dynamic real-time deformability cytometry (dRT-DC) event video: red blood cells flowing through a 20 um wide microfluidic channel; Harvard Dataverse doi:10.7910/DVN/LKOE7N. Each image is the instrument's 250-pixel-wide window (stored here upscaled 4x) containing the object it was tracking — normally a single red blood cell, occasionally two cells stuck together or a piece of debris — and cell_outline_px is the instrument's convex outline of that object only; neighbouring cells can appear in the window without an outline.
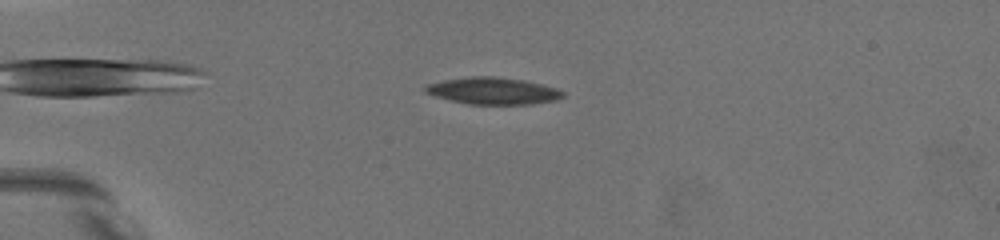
{"species": "common noctule bat (a hibernating species)", "species_latin": "Nyctalus noctula", "temperature_condition": "warm", "stored_images_in_passage": 5, "camera_frame_rate_fps": 3000, "um_per_image_px": 0.085, "animal": {"sex": "female", "body_mass_g": 19.5, "forearm_length_mm": 54.1}, "frame": {"image": 1, "passage_image": 2, "time_ms": 1.0, "image_size_px": [1000, 240], "cell_outline_px": [[564, 96], [556, 100], [528, 104], [472, 104], [452, 100], [436, 96], [424, 92], [424, 88], [428, 84], [444, 80], [472, 76], [492, 76], [524, 80], [556, 88], [564, 92]], "centroid_in_image_um": [41.92, 7.72], "position_along_channel_um": 43.1, "area_um2": 21.21}}
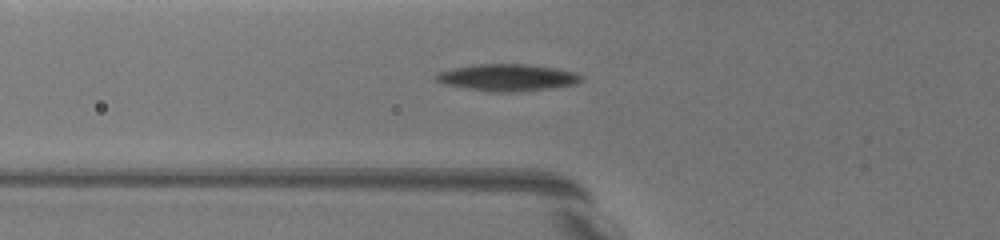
{"frame": {"image": 2, "passage_image": 4, "time_ms": 3.333, "image_size_px": [1000, 240], "cell_outline_px": [[584, 76], [576, 84], [552, 88], [516, 92], [500, 92], [468, 88], [444, 84], [436, 80], [436, 72], [456, 68], [480, 64], [528, 64], [556, 68], [576, 72]], "centroid_in_image_um": [43.19, 6.58], "position_along_channel_um": 82.6, "area_um2": 22.54}}
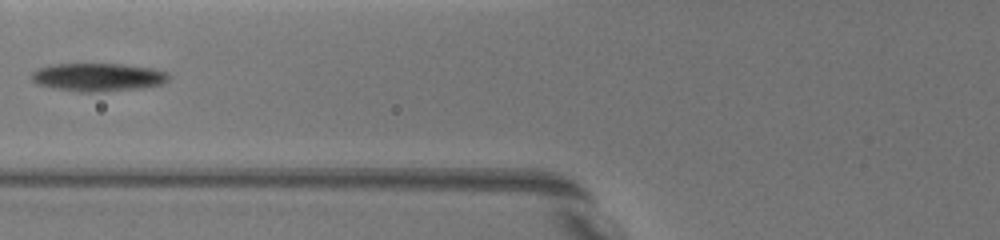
{"frame": {"image": 3, "passage_image": 5, "time_ms": 4.333, "image_size_px": [1000, 240], "cell_outline_px": [[168, 80], [160, 84], [140, 88], [100, 92], [80, 92], [56, 88], [36, 84], [32, 80], [32, 72], [40, 68], [56, 64], [120, 64], [152, 68], [168, 72]], "centroid_in_image_um": [8.33, 6.56], "position_along_channel_um": 117.5, "area_um2": 22.25}}